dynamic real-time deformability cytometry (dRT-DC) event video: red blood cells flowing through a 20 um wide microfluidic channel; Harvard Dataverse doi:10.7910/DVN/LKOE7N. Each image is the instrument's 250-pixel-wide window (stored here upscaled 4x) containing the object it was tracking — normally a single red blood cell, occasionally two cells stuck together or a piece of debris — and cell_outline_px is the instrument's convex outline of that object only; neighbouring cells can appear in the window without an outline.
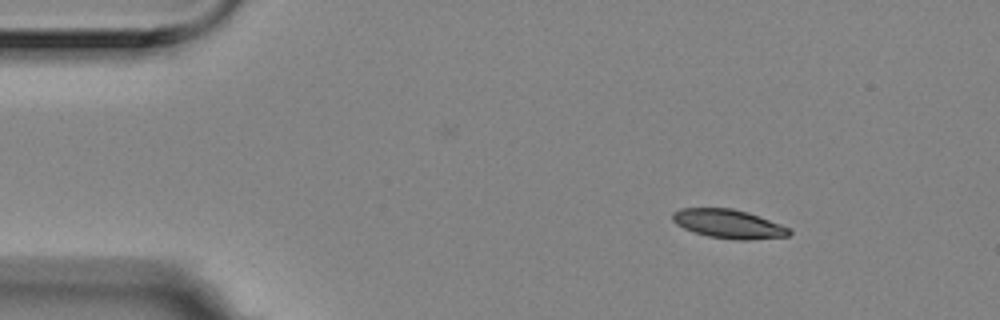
{"species": "Egyptian fruit bat (a non-hibernating species)", "species_latin": "Rousettus aegyptiacus", "temperature_condition": "room temperature", "stored_images_in_passage": 50, "camera_frame_rate_fps": 3000, "um_per_image_px": 0.085, "animal": {"sex": "female"}, "frame": {"image": 1, "passage_image": 1, "time_ms": 0.0, "image_size_px": [1000, 320], "cell_outline_px": [[792, 232], [788, 236], [748, 240], [736, 240], [708, 236], [684, 228], [676, 224], [672, 220], [672, 212], [680, 208], [732, 208], [748, 212], [792, 228]], "centroid_in_image_um": [61.95, 19.02], "position_along_channel_um": 23.1, "area_um2": 19.71}}
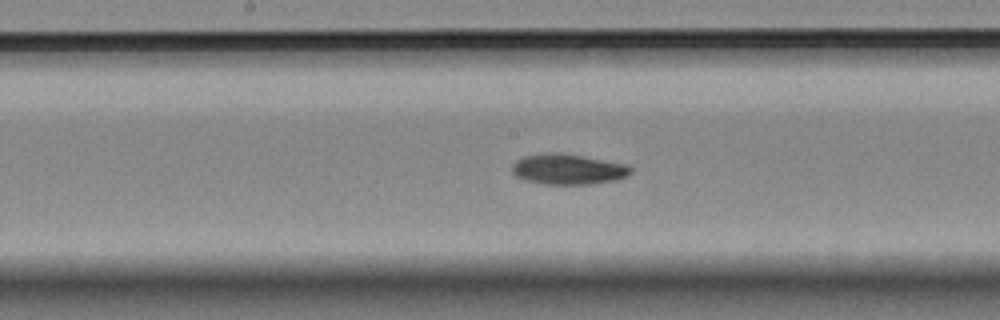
{"frame": {"image": 2, "passage_image": 22, "time_ms": 7.0, "image_size_px": [1000, 320], "cell_outline_px": [[632, 172], [628, 176], [616, 180], [592, 184], [544, 184], [528, 180], [516, 176], [512, 172], [512, 164], [516, 160], [524, 156], [552, 152], [556, 152], [580, 156], [624, 164], [632, 168]], "centroid_in_image_um": [48.28, 14.39], "position_along_channel_um": 199.9, "area_um2": 20.81}}
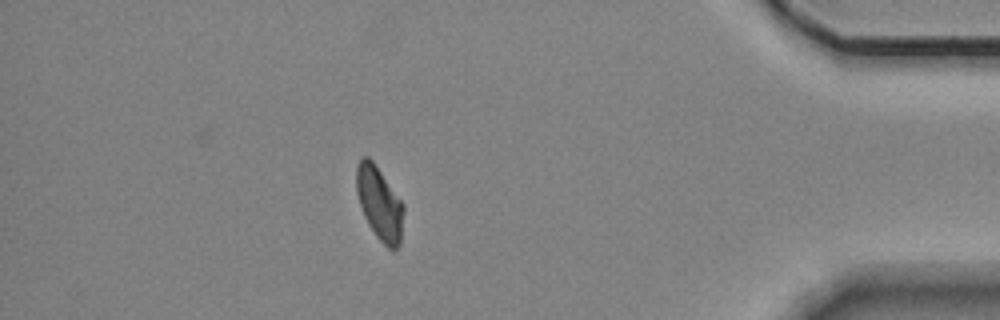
{"frame": {"image": 3, "passage_image": 43, "time_ms": 14.0, "image_size_px": [1000, 320], "cell_outline_px": [[404, 212], [400, 244], [392, 252], [376, 236], [368, 224], [364, 216], [356, 192], [356, 164], [360, 156], [368, 156], [372, 160], [404, 204]], "centroid_in_image_um": [32.25, 17.28], "position_along_channel_um": 403.0, "area_um2": 20.29}, "authors_computed_cell_mechanics": {"area_um2": 20.6635, "velocity_mm_per_s": 3.5152, "shape_relaxation_time_tau1_ms": 8.0586, "shape_relaxation_time_tau2_ms": null, "deformation_change_tau1": 0.1557, "deformation_change_tau2": null}}